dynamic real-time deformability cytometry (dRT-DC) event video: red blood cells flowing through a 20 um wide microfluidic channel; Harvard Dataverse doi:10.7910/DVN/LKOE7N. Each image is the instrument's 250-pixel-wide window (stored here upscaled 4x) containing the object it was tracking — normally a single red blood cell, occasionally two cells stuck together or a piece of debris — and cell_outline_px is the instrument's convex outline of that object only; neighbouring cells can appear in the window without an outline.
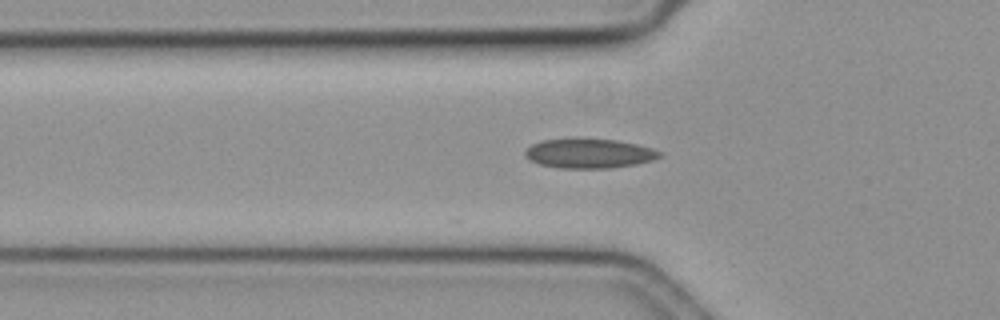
{"species": "common noctule bat (a hibernating species)", "species_latin": "Nyctalus noctula", "temperature_condition": "cold", "stored_images_in_passage": 41, "camera_frame_rate_fps": 3000, "um_per_image_px": 0.085, "animal": {"sex": "female", "body_mass_g": 19.3, "forearm_length_mm": 54.1}, "frame": {"image": 1, "passage_image": 3, "time_ms": 0.667, "image_size_px": [1000, 320], "cell_outline_px": [[660, 156], [652, 160], [636, 164], [612, 168], [560, 168], [540, 164], [524, 156], [524, 152], [532, 144], [544, 140], [616, 140], [636, 144], [652, 148], [660, 152]], "centroid_in_image_um": [50.09, 13.06], "position_along_channel_um": 75.7, "area_um2": 22.48}}
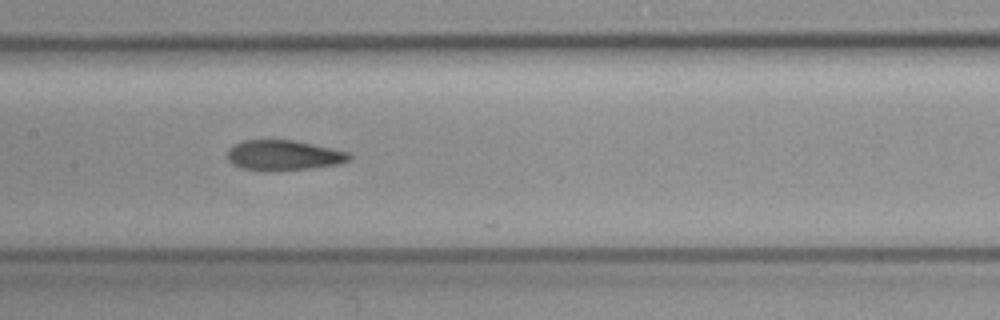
{"frame": {"image": 2, "passage_image": 12, "time_ms": 3.667, "image_size_px": [1000, 320], "cell_outline_px": [[352, 156], [348, 160], [340, 164], [308, 168], [272, 172], [264, 172], [240, 168], [228, 160], [228, 152], [236, 144], [244, 140], [296, 140], [348, 152]], "centroid_in_image_um": [24.11, 13.22], "position_along_channel_um": 183.3, "area_um2": 21.5}}
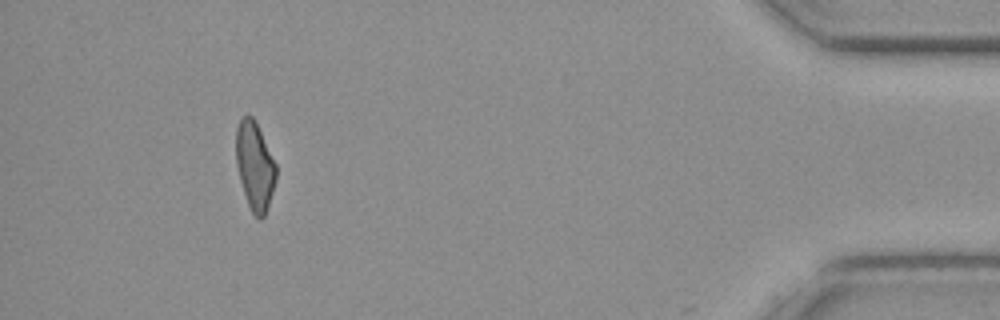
{"frame": {"image": 3, "passage_image": 37, "time_ms": 12.0, "image_size_px": [1000, 320], "cell_outline_px": [[276, 180], [264, 216], [260, 220], [252, 212], [248, 204], [240, 180], [236, 164], [236, 128], [240, 120], [244, 116], [252, 116], [276, 164]], "centroid_in_image_um": [21.65, 14.12], "position_along_channel_um": 413.6, "area_um2": 20.06}, "authors_computed_cell_mechanics": {"area_um2": 21.5016, "velocity_mm_per_s": 3.5633, "shape_relaxation_time_tau1_ms": null, "shape_relaxation_time_tau2_ms": 4.491, "deformation_change_tau1": null, "deformation_change_tau2": 0.1122}}